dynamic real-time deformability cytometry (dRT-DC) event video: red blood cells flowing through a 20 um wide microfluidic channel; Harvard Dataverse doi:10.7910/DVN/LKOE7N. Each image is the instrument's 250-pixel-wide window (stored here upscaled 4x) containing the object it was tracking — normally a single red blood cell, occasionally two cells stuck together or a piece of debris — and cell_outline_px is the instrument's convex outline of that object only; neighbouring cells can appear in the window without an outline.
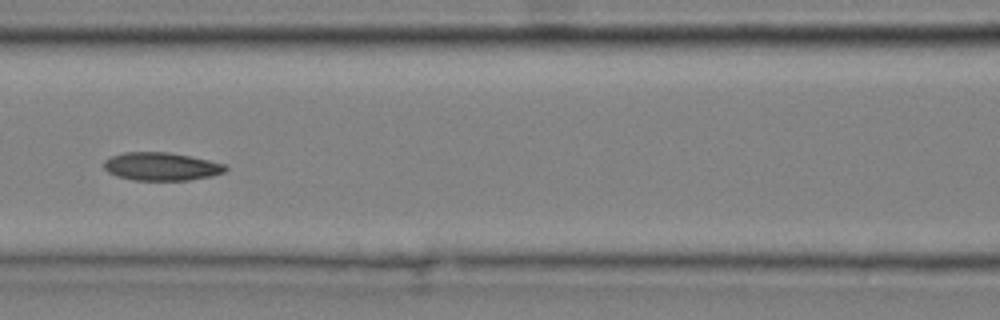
{"species": "common noctule bat (a hibernating species)", "species_latin": "Nyctalus noctula", "temperature_condition": "cold", "stored_images_in_passage": 6, "camera_frame_rate_fps": 3000, "um_per_image_px": 0.085, "animal": {"sex": "male", "body_mass_g": 20.4}, "frame": {"image": 1, "passage_image": 6, "time_ms": 1.667, "image_size_px": [1000, 320], "cell_outline_px": [[228, 168], [224, 172], [212, 176], [188, 180], [136, 180], [116, 176], [108, 172], [104, 168], [104, 160], [112, 156], [124, 152], [168, 152], [208, 160], [224, 164]], "centroid_in_image_um": [13.7, 14.15], "position_along_channel_um": 152.9, "area_um2": 19.77}}